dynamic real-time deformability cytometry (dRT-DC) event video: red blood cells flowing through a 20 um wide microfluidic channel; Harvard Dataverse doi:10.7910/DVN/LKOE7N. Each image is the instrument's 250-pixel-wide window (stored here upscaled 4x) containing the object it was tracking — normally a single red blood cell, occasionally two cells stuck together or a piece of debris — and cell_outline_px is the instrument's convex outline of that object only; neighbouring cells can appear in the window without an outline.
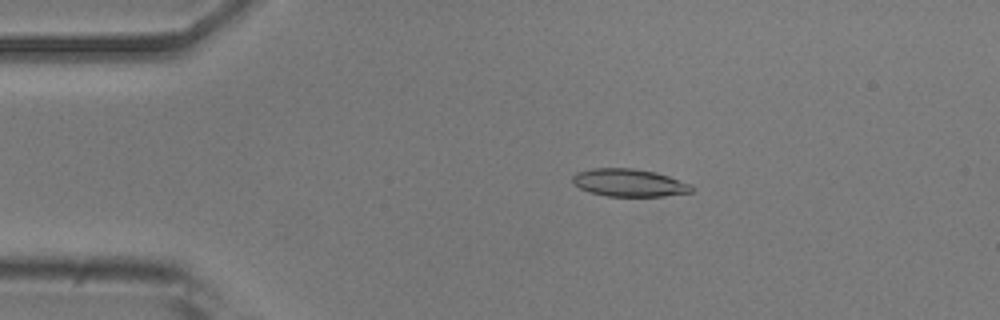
{"species": "common noctule bat (a hibernating species)", "species_latin": "Nyctalus noctula", "temperature_condition": "room temperature", "stored_images_in_passage": 52, "camera_frame_rate_fps": 3000, "um_per_image_px": 0.085, "animal": {"sex": "male", "body_mass_g": 20.5, "forearm_length_mm": 52.5}, "frame": {"image": 1, "passage_image": 10, "time_ms": 3.0, "image_size_px": [1000, 320], "cell_outline_px": [[692, 192], [664, 196], [608, 196], [588, 192], [572, 184], [572, 176], [576, 172], [592, 168], [632, 168], [652, 172], [668, 176], [692, 184]], "centroid_in_image_um": [53.43, 15.53], "position_along_channel_um": 31.6, "area_um2": 19.19}}
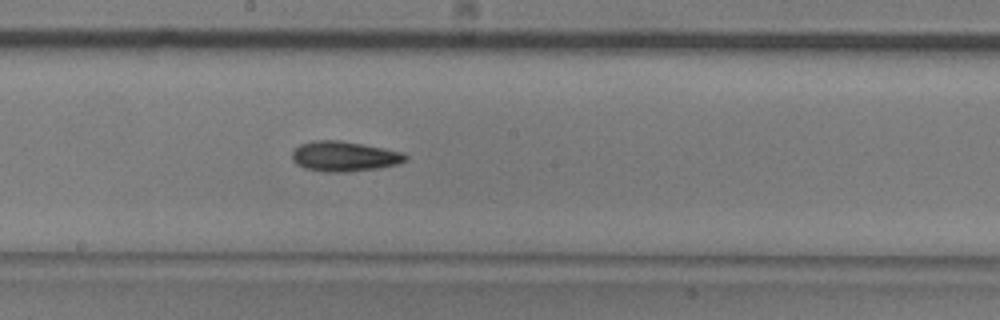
{"frame": {"image": 2, "passage_image": 28, "time_ms": 9.0, "image_size_px": [1000, 320], "cell_outline_px": [[408, 160], [396, 164], [376, 168], [348, 172], [324, 172], [304, 168], [296, 164], [292, 160], [292, 152], [300, 144], [312, 140], [340, 140], [384, 148], [400, 152], [408, 156]], "centroid_in_image_um": [29.22, 13.29], "position_along_channel_um": 219.0, "area_um2": 19.88}}
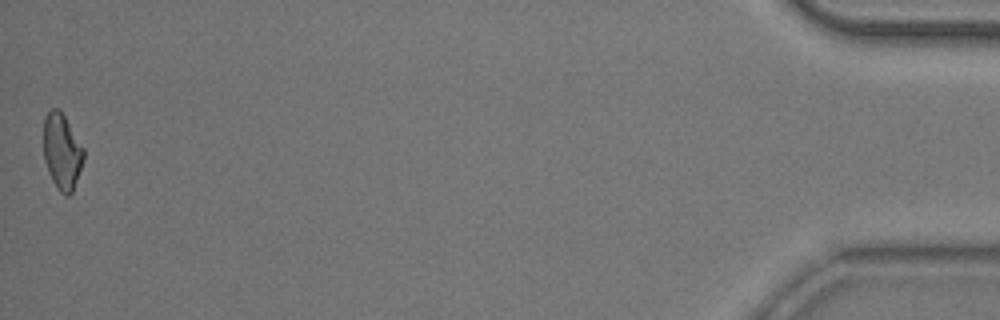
{"frame": {"image": 3, "passage_image": 52, "time_ms": 17.0, "image_size_px": [1000, 320], "cell_outline_px": [[84, 156], [72, 192], [68, 196], [64, 196], [60, 192], [52, 180], [48, 172], [44, 160], [44, 116], [52, 108], [56, 108], [64, 116], [84, 148]], "centroid_in_image_um": [5.25, 12.89], "position_along_channel_um": 429.9, "area_um2": 17.46}, "authors_computed_cell_mechanics": {"area_um2": 18.4671, "velocity_mm_per_s": 3.8618, "shape_relaxation_time_tau1_ms": 5.2039, "shape_relaxation_time_tau2_ms": null, "deformation_change_tau1": 0.1392, "deformation_change_tau2": null}}